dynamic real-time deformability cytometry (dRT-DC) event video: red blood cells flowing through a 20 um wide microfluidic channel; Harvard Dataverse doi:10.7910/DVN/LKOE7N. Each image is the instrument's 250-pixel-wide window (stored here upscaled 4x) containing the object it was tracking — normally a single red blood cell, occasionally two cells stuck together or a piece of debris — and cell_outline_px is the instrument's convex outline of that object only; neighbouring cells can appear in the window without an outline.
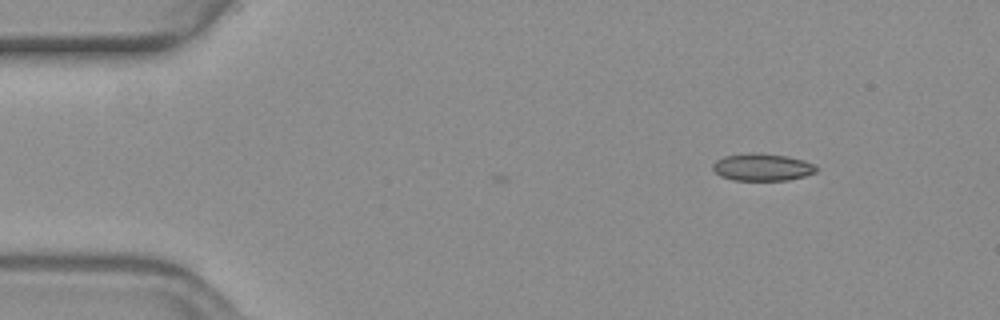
{"species": "common noctule bat (a hibernating species)", "species_latin": "Nyctalus noctula", "temperature_condition": "warm", "stored_images_in_passage": 3, "camera_frame_rate_fps": 3000, "um_per_image_px": 0.085, "animal": {"sex": "female", "body_mass_g": 19.3, "forearm_length_mm": 54.1}, "frame": {"image": 1, "passage_image": 3, "time_ms": 0.667, "image_size_px": [1000, 320], "cell_outline_px": [[820, 168], [816, 172], [804, 176], [788, 180], [732, 180], [720, 176], [712, 168], [712, 164], [716, 160], [724, 156], [752, 152], [756, 152], [784, 156], [804, 160]], "centroid_in_image_um": [64.78, 14.21], "position_along_channel_um": 20.2, "area_um2": 16.47}}